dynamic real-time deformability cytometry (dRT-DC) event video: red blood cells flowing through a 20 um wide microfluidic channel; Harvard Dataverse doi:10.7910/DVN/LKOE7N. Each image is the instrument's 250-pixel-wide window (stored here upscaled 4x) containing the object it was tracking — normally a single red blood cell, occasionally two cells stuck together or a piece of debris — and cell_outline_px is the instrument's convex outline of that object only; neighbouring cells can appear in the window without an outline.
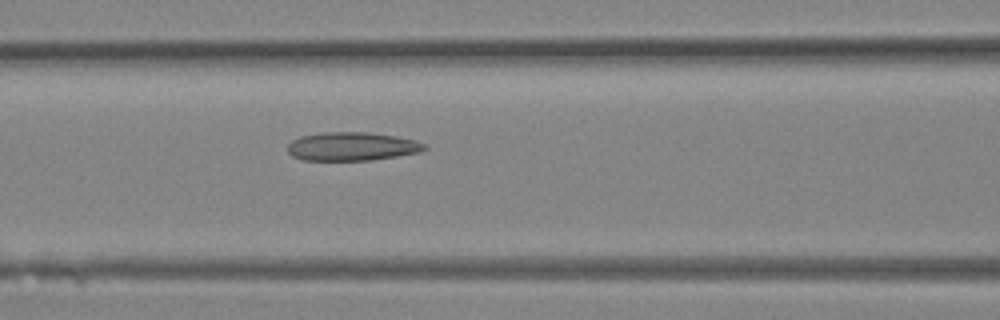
{"species": "Egyptian fruit bat (a non-hibernating species)", "species_latin": "Rousettus aegyptiacus", "temperature_condition": "room temperature", "stored_images_in_passage": 22, "camera_frame_rate_fps": 3000, "um_per_image_px": 0.085, "animal": {"sex": "female"}, "frame": {"image": 1, "passage_image": 14, "time_ms": 4.333, "image_size_px": [1000, 320], "cell_outline_px": [[428, 148], [420, 152], [372, 160], [304, 160], [292, 156], [288, 152], [288, 144], [292, 140], [300, 136], [324, 132], [368, 132], [396, 136], [416, 140], [424, 144]], "centroid_in_image_um": [29.91, 12.44], "position_along_channel_um": 136.7, "area_um2": 22.77}}
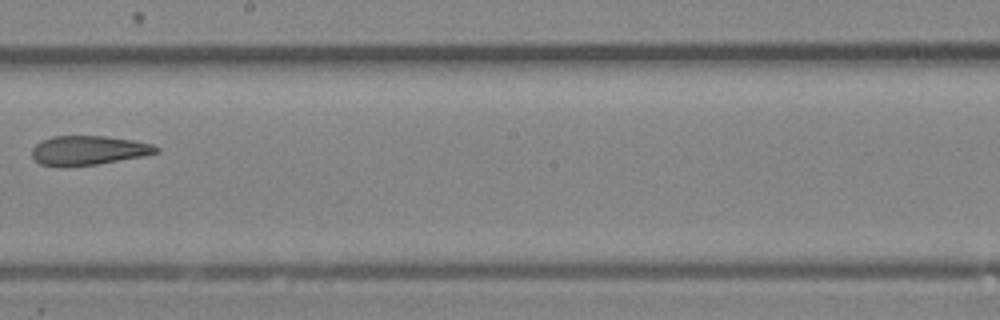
{"frame": {"image": 2, "passage_image": 19, "time_ms": 6.0, "image_size_px": [1000, 320], "cell_outline_px": [[160, 152], [144, 156], [96, 164], [60, 168], [40, 164], [32, 156], [32, 148], [36, 144], [52, 136], [104, 136], [132, 140], [152, 144], [160, 148]], "centroid_in_image_um": [7.51, 12.79], "position_along_channel_um": 240.7, "area_um2": 21.33}}
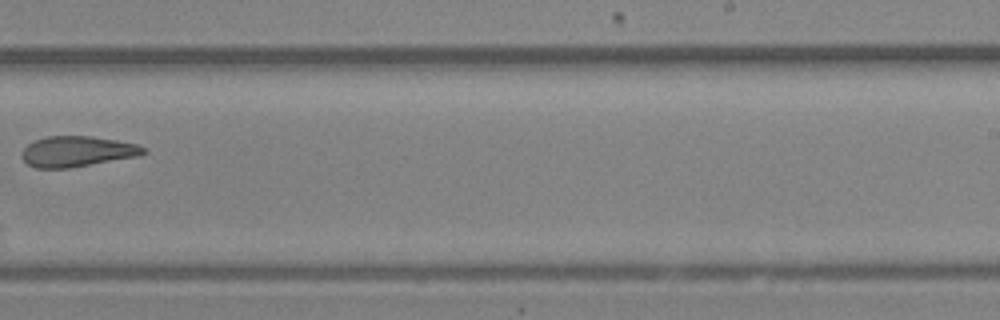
{"frame": {"image": 3, "passage_image": 21, "time_ms": 6.667, "image_size_px": [1000, 320], "cell_outline_px": [[148, 152], [140, 156], [68, 168], [36, 168], [28, 164], [24, 160], [24, 148], [28, 144], [36, 140], [48, 136], [92, 136], [116, 140], [136, 144], [144, 148]], "centroid_in_image_um": [6.6, 12.87], "position_along_channel_um": 282.4, "area_um2": 21.44}}